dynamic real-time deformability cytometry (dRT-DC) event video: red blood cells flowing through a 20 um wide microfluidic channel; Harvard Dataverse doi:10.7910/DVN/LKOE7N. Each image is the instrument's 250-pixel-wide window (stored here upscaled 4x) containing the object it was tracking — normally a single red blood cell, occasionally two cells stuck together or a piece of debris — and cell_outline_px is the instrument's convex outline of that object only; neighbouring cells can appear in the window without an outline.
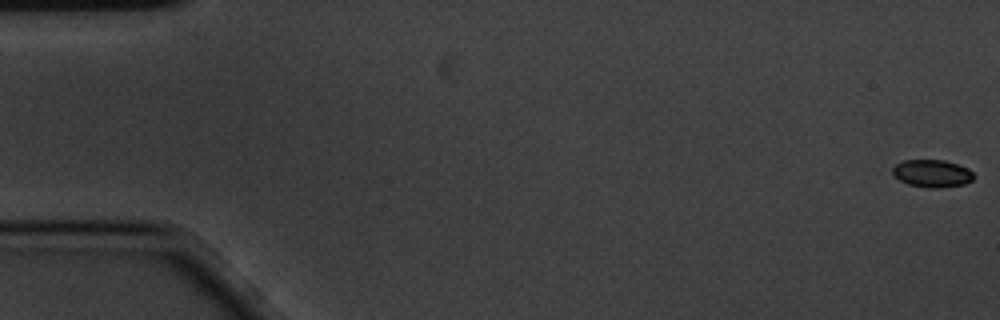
{"species": "common noctule bat (a hibernating species)", "species_latin": "Nyctalus noctula", "temperature_condition": "cold", "stored_images_in_passage": 4, "camera_frame_rate_fps": 3000, "um_per_image_px": 0.085, "animal": {"sex": "male", "body_mass_g": 20.1, "forearm_length_mm": 53.5}, "frame": {"image": 1, "passage_image": 1, "time_ms": 0.0, "image_size_px": [1000, 320], "cell_outline_px": [[972, 180], [964, 184], [940, 188], [928, 188], [908, 184], [900, 180], [892, 172], [892, 168], [896, 164], [904, 160], [944, 160], [968, 168], [972, 172]], "centroid_in_image_um": [79.21, 14.74], "position_along_channel_um": 5.8, "area_um2": 12.89}}
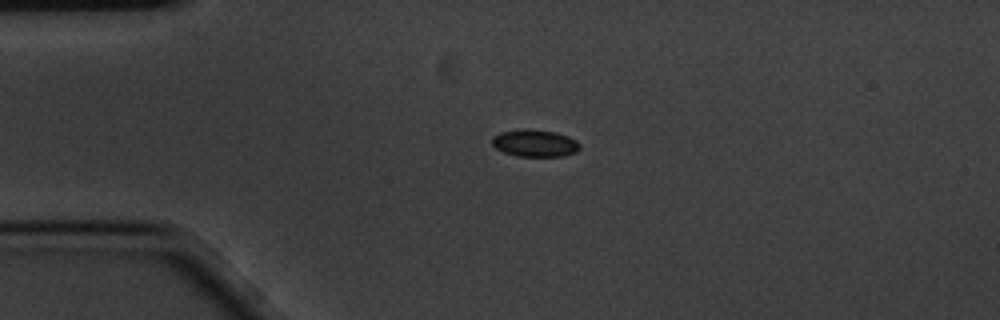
{"frame": {"image": 2, "passage_image": 2, "time_ms": 0.333, "image_size_px": [1000, 320], "cell_outline_px": [[580, 148], [576, 152], [564, 156], [516, 156], [504, 152], [496, 148], [492, 144], [492, 136], [500, 132], [556, 132], [568, 136], [576, 140], [580, 144]], "centroid_in_image_um": [45.5, 12.23], "position_along_channel_um": 39.5, "area_um2": 13.18}}
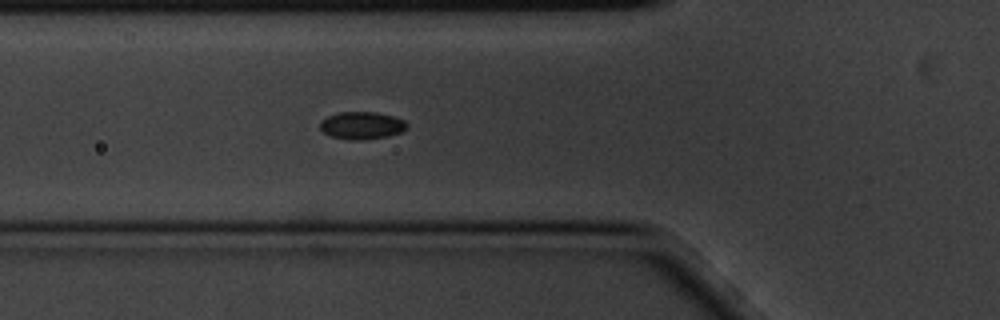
{"frame": {"image": 3, "passage_image": 4, "time_ms": 1.0, "image_size_px": [1000, 320], "cell_outline_px": [[408, 128], [400, 132], [388, 136], [360, 140], [348, 140], [332, 136], [324, 132], [320, 128], [320, 120], [328, 116], [340, 112], [376, 112], [392, 116], [404, 120], [408, 124]], "centroid_in_image_um": [30.76, 10.66], "position_along_channel_um": 95.0, "area_um2": 13.87}}